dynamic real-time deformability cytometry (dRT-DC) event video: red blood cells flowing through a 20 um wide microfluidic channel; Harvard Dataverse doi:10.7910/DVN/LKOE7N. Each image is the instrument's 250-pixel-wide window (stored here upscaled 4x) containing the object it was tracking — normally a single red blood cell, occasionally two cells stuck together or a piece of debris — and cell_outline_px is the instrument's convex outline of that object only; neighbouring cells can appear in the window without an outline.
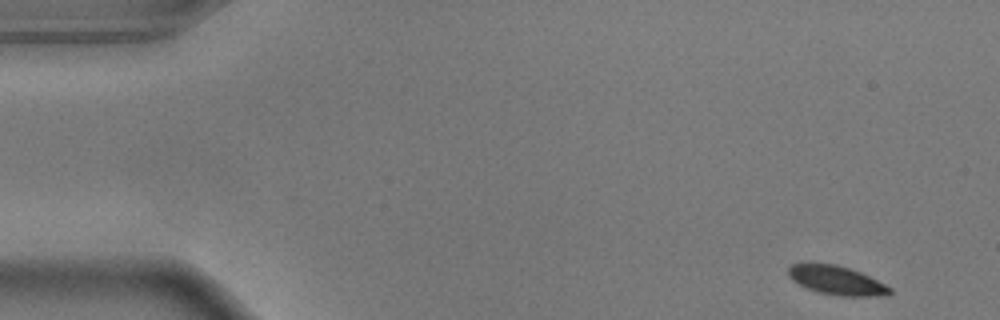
{"species": "common noctule bat (a hibernating species)", "species_latin": "Nyctalus noctula", "temperature_condition": "warm", "stored_images_in_passage": 12, "camera_frame_rate_fps": 3000, "um_per_image_px": 0.085, "animal": {"sex": "male", "body_mass_g": 17.9}, "frame": {"image": 1, "passage_image": 1, "time_ms": 0.0, "image_size_px": [1000, 320], "cell_outline_px": [[892, 292], [888, 296], [840, 296], [816, 292], [792, 280], [788, 276], [788, 268], [792, 264], [836, 264], [860, 272], [892, 288]], "centroid_in_image_um": [71.13, 23.85], "position_along_channel_um": 13.9, "area_um2": 16.94}}